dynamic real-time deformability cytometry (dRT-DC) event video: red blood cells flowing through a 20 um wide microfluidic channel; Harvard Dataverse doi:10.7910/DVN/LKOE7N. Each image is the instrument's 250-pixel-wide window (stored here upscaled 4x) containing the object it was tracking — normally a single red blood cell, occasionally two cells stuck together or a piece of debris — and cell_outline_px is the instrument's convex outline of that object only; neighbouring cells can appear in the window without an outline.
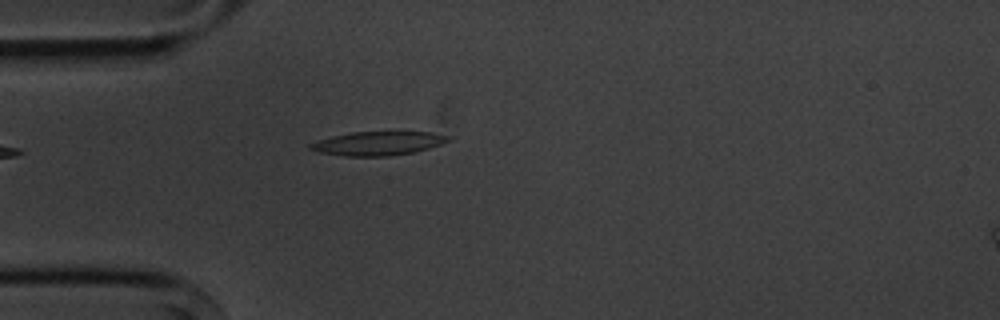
{"species": "common noctule bat (a hibernating species)", "species_latin": "Nyctalus noctula", "temperature_condition": "cold", "stored_images_in_passage": 3, "camera_frame_rate_fps": 3000, "um_per_image_px": 0.085, "animal": {"sex": "male", "body_mass_g": 20.1, "forearm_length_mm": 53.5}, "frame": {"image": 1, "passage_image": 3, "time_ms": 3.333, "image_size_px": [1000, 320], "cell_outline_px": [[452, 140], [428, 148], [412, 152], [388, 156], [344, 156], [320, 152], [308, 148], [308, 144], [332, 136], [352, 132], [432, 132], [452, 136]], "centroid_in_image_um": [32.15, 12.18], "position_along_channel_um": 52.8, "area_um2": 19.02}}